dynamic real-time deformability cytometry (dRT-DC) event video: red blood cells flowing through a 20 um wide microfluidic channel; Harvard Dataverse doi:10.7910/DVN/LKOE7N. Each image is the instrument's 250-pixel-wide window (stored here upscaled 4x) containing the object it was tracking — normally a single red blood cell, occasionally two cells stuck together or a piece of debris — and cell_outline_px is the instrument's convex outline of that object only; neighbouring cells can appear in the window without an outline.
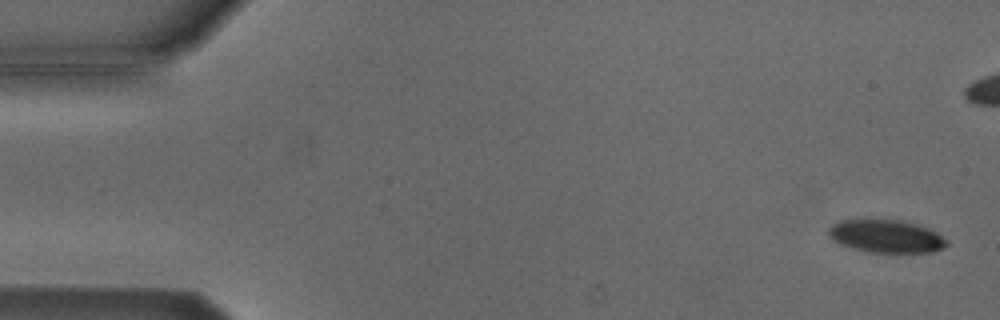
{"species": "Egyptian fruit bat (a non-hibernating species)", "species_latin": "Rousettus aegyptiacus", "temperature_condition": "cold", "stored_images_in_passage": 6, "camera_frame_rate_fps": 3000, "um_per_image_px": 0.085, "animal": {"sex": "male"}, "frame": {"image": 1, "passage_image": 1, "time_ms": 0.0, "image_size_px": [1000, 320], "cell_outline_px": [[948, 244], [944, 248], [932, 252], [868, 252], [852, 248], [840, 244], [828, 236], [828, 228], [832, 224], [840, 220], [900, 220], [916, 224], [928, 228], [936, 232]], "centroid_in_image_um": [75.29, 20.08], "position_along_channel_um": 9.7, "area_um2": 22.43}}
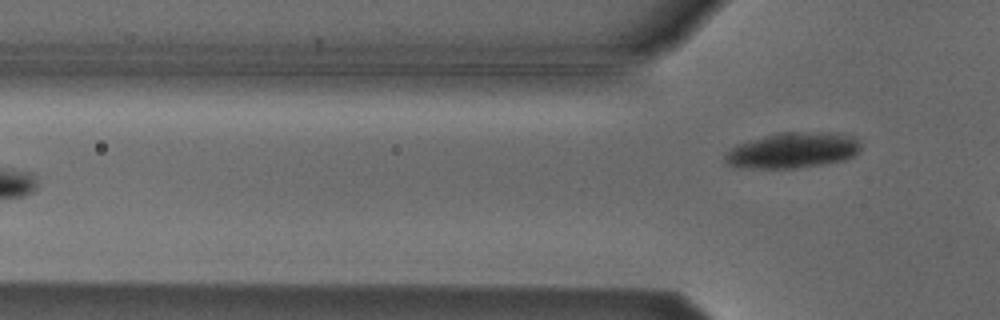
{"frame": {"image": 2, "passage_image": 6, "time_ms": 6.667, "image_size_px": [1000, 320], "cell_outline_px": [[860, 148], [852, 156], [844, 160], [796, 168], [740, 168], [728, 164], [724, 160], [724, 156], [736, 144], [748, 140], [780, 132], [840, 132], [856, 136], [860, 140]], "centroid_in_image_um": [67.4, 12.76], "position_along_channel_um": 58.4, "area_um2": 28.38}}